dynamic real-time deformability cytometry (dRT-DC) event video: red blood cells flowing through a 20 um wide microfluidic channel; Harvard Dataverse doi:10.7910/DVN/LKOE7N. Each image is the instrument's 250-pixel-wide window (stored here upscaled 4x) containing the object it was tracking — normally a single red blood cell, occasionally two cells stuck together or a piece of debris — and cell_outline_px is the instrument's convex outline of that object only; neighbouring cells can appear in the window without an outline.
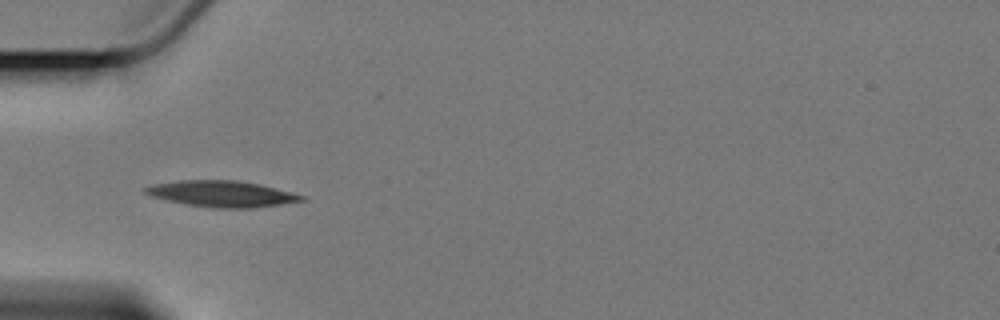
{"species": "Egyptian fruit bat (a non-hibernating species)", "species_latin": "Rousettus aegyptiacus", "temperature_condition": "cold", "stored_images_in_passage": 5, "camera_frame_rate_fps": 3000, "um_per_image_px": 0.085, "animal": {"sex": "female"}, "frame": {"image": 1, "passage_image": 4, "time_ms": 3.667, "image_size_px": [1000, 320], "cell_outline_px": [[304, 200], [280, 204], [252, 208], [212, 208], [188, 204], [168, 200], [152, 196], [144, 192], [144, 188], [152, 184], [180, 180], [236, 180], [260, 184], [292, 192], [304, 196]], "centroid_in_image_um": [18.85, 16.47], "position_along_channel_um": 66.2, "area_um2": 23.58}}
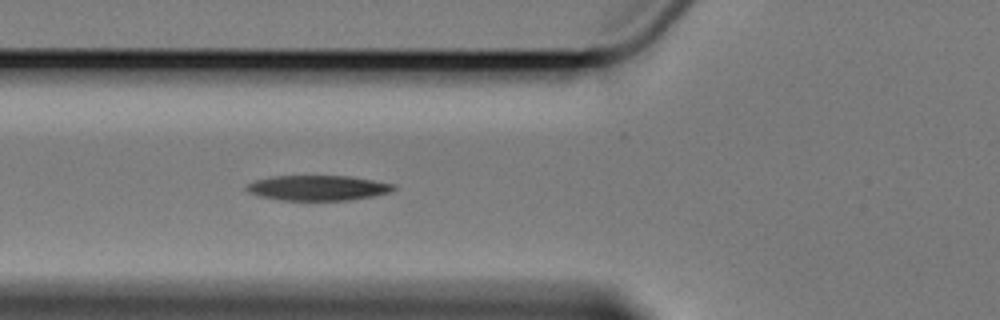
{"frame": {"image": 2, "passage_image": 5, "time_ms": 4.667, "image_size_px": [1000, 320], "cell_outline_px": [[396, 188], [392, 192], [372, 196], [348, 200], [280, 200], [260, 196], [248, 192], [244, 188], [244, 184], [252, 180], [272, 176], [348, 176], [396, 184]], "centroid_in_image_um": [26.96, 15.96], "position_along_channel_um": 98.8, "area_um2": 21.73}}